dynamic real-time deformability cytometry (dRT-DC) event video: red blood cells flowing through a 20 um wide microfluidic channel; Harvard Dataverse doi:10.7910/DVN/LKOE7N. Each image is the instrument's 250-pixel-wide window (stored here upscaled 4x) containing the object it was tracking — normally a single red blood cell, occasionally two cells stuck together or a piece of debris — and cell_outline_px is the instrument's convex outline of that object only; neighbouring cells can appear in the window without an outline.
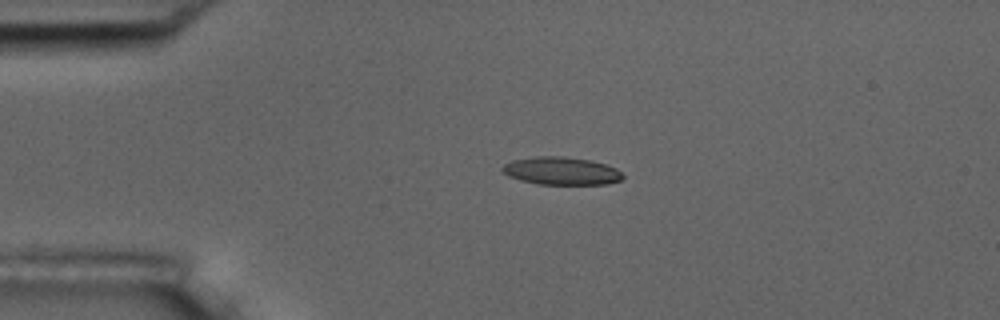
{"species": "common noctule bat (a hibernating species)", "species_latin": "Nyctalus noctula", "temperature_condition": "room temperature", "stored_images_in_passage": 4, "camera_frame_rate_fps": 3000, "um_per_image_px": 0.085, "animal": {"sex": "male", "body_mass_g": 17.5, "forearm_length_mm": 52.3}, "frame": {"image": 1, "passage_image": 3, "time_ms": 2.333, "image_size_px": [1000, 320], "cell_outline_px": [[624, 176], [620, 180], [604, 184], [536, 184], [520, 180], [508, 176], [500, 172], [500, 168], [504, 164], [512, 160], [532, 156], [564, 156], [588, 160], [604, 164], [616, 168]], "centroid_in_image_um": [47.63, 14.52], "position_along_channel_um": 37.4, "area_um2": 19.59}}
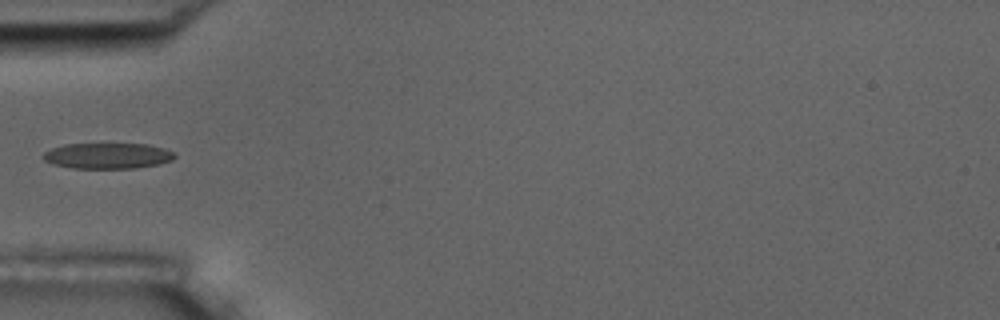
{"frame": {"image": 2, "passage_image": 4, "time_ms": 4.333, "image_size_px": [1000, 320], "cell_outline_px": [[176, 156], [172, 160], [160, 164], [136, 168], [72, 168], [52, 164], [44, 160], [40, 156], [44, 152], [52, 148], [64, 144], [148, 144], [164, 148], [176, 152]], "centroid_in_image_um": [9.16, 13.24], "position_along_channel_um": 75.8, "area_um2": 19.94}}